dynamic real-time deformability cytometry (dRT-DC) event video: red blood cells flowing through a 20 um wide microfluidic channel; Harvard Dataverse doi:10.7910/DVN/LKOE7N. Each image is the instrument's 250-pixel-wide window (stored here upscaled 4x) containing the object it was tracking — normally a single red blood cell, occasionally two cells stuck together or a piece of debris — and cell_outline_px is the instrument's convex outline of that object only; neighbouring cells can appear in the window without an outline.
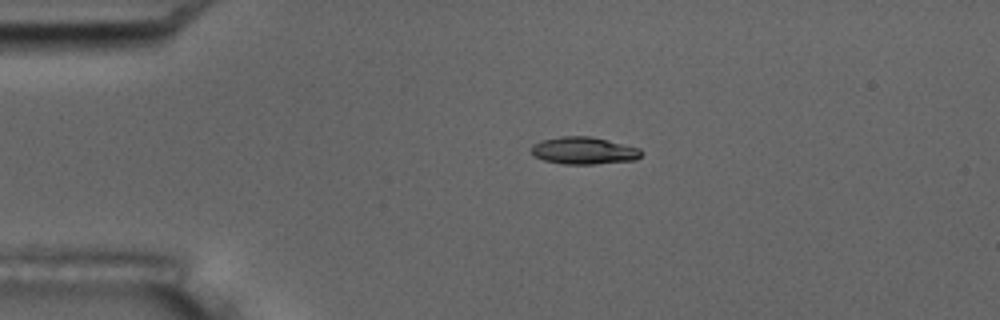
{"species": "common noctule bat (a hibernating species)", "species_latin": "Nyctalus noctula", "temperature_condition": "room temperature", "stored_images_in_passage": 4, "camera_frame_rate_fps": 3000, "um_per_image_px": 0.085, "animal": {"sex": "male", "body_mass_g": 17.5, "forearm_length_mm": 52.3}, "frame": {"image": 1, "passage_image": 3, "time_ms": 3.0, "image_size_px": [1000, 320], "cell_outline_px": [[644, 152], [636, 160], [592, 164], [564, 164], [544, 160], [532, 156], [532, 144], [540, 140], [560, 136], [588, 136], [608, 140], [640, 148]], "centroid_in_image_um": [49.61, 12.8], "position_along_channel_um": 35.4, "area_um2": 17.57}}